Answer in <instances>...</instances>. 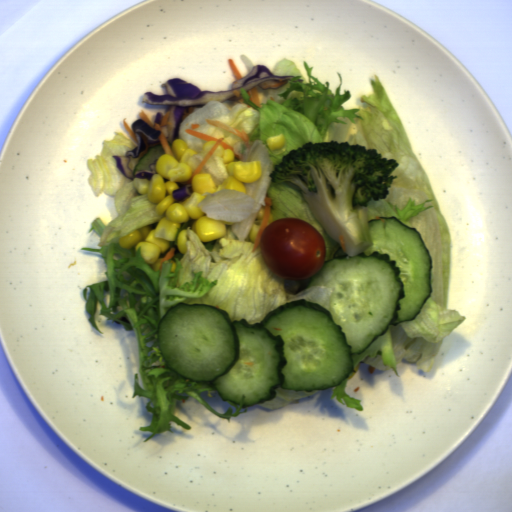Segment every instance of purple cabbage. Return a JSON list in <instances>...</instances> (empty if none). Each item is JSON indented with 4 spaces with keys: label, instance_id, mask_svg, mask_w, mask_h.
Segmentation results:
<instances>
[{
    "label": "purple cabbage",
    "instance_id": "purple-cabbage-2",
    "mask_svg": "<svg viewBox=\"0 0 512 512\" xmlns=\"http://www.w3.org/2000/svg\"><path fill=\"white\" fill-rule=\"evenodd\" d=\"M131 130L137 138L136 147L133 150H127L125 155H113L112 157L115 159L116 168L123 174V176L134 181V174L129 166L130 157L138 158L141 151H144L146 148V142L139 133H143L148 144H153L160 142L159 137L161 135V130L153 129L142 119L135 120L131 125Z\"/></svg>",
    "mask_w": 512,
    "mask_h": 512
},
{
    "label": "purple cabbage",
    "instance_id": "purple-cabbage-5",
    "mask_svg": "<svg viewBox=\"0 0 512 512\" xmlns=\"http://www.w3.org/2000/svg\"><path fill=\"white\" fill-rule=\"evenodd\" d=\"M163 118H164V113H162L160 111L156 112L154 122L161 126Z\"/></svg>",
    "mask_w": 512,
    "mask_h": 512
},
{
    "label": "purple cabbage",
    "instance_id": "purple-cabbage-1",
    "mask_svg": "<svg viewBox=\"0 0 512 512\" xmlns=\"http://www.w3.org/2000/svg\"><path fill=\"white\" fill-rule=\"evenodd\" d=\"M295 75H276L273 70L264 65H253L251 71L241 80L231 84V90L202 91L195 84L189 83L182 77L168 79L160 86H164L170 95H156L144 91L142 103L170 105V116L165 124L168 142L173 143L179 138V125L184 117L185 106H202L210 101H225L235 96L234 90L242 94L245 91L261 86L263 89L280 88Z\"/></svg>",
    "mask_w": 512,
    "mask_h": 512
},
{
    "label": "purple cabbage",
    "instance_id": "purple-cabbage-4",
    "mask_svg": "<svg viewBox=\"0 0 512 512\" xmlns=\"http://www.w3.org/2000/svg\"><path fill=\"white\" fill-rule=\"evenodd\" d=\"M158 158H155L150 164H148L149 169L134 171L133 180L134 179H148L151 180L152 176L157 173L156 164Z\"/></svg>",
    "mask_w": 512,
    "mask_h": 512
},
{
    "label": "purple cabbage",
    "instance_id": "purple-cabbage-3",
    "mask_svg": "<svg viewBox=\"0 0 512 512\" xmlns=\"http://www.w3.org/2000/svg\"><path fill=\"white\" fill-rule=\"evenodd\" d=\"M176 185L179 187V189H174L172 192L175 201H183L186 197L192 195L191 183L181 184L176 182Z\"/></svg>",
    "mask_w": 512,
    "mask_h": 512
}]
</instances>
